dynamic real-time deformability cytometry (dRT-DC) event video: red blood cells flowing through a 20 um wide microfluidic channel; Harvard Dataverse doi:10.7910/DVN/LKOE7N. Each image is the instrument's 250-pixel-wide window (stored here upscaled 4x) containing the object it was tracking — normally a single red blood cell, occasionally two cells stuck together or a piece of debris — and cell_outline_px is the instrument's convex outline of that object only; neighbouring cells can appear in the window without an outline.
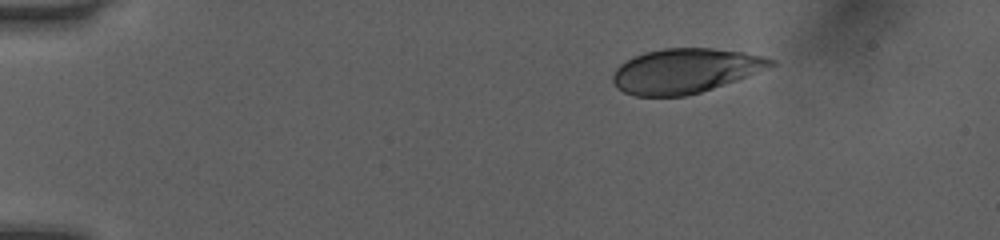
{"species": "human", "species_latin": "Homo sapiens", "temperature_condition": "room temperature", "stored_images_in_passage": 40, "camera_frame_rate_fps": 3000, "um_per_image_px": 0.085, "donor": {"sex": "female"}, "frame": {"image": 1, "passage_image": 1, "time_ms": 0.0, "image_size_px": [1000, 240], "cell_outline_px": [[776, 64], [736, 80], [700, 92], [684, 96], [636, 96], [624, 92], [616, 88], [612, 80], [612, 76], [616, 68], [620, 64], [632, 56], [644, 52], [664, 48], [712, 48], [744, 52], [764, 56], [776, 60]], "centroid_in_image_um": [58.2, 6.01], "position_along_channel_um": 26.8, "area_um2": 40.98}}
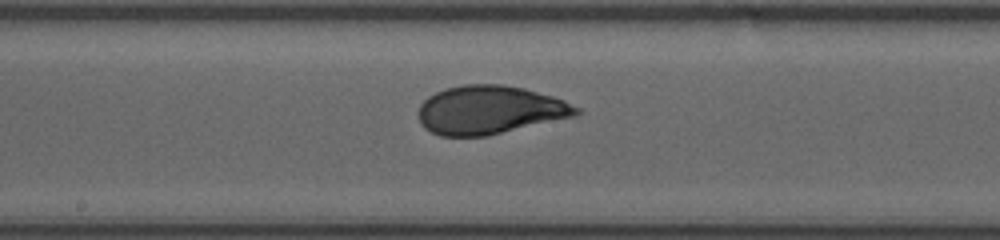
{"frame": {"image": 2, "passage_image": 21, "time_ms": 6.667, "image_size_px": [1000, 240], "cell_outline_px": [[580, 112], [576, 116], [484, 136], [440, 136], [424, 128], [420, 124], [420, 104], [428, 96], [444, 88], [460, 84], [504, 84], [524, 88], [552, 96], [564, 100], [580, 108]], "centroid_in_image_um": [41.62, 9.33], "position_along_channel_um": 206.6, "area_um2": 44.56}}
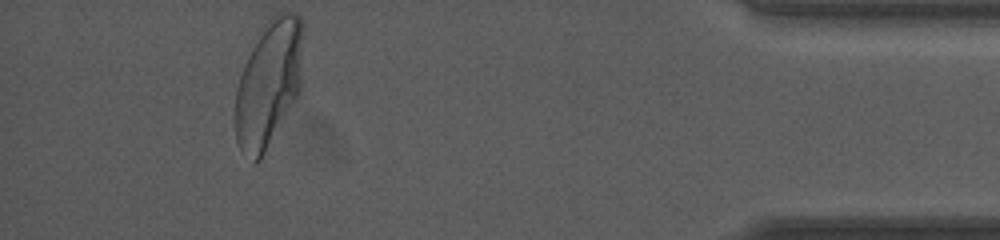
{"frame": {"image": 3, "passage_image": 40, "time_ms": 13.0, "image_size_px": [1000, 240], "cell_outline_px": [[304, 20], [300, 96], [260, 160], [256, 164], [252, 164], [240, 152], [236, 140], [232, 112], [236, 88], [244, 64], [260, 28], [272, 16], [280, 12], [296, 12]], "centroid_in_image_um": [22.83, 7.15], "position_along_channel_um": 412.4, "area_um2": 52.02}, "authors_computed_cell_mechanics": {"area_um2": 44.217, "velocity_mm_per_s": 4.043, "shape_relaxation_time_tau1_ms": 4.7649, "shape_relaxation_time_tau2_ms": null, "deformation_change_tau1": 0.1881, "deformation_change_tau2": null}}